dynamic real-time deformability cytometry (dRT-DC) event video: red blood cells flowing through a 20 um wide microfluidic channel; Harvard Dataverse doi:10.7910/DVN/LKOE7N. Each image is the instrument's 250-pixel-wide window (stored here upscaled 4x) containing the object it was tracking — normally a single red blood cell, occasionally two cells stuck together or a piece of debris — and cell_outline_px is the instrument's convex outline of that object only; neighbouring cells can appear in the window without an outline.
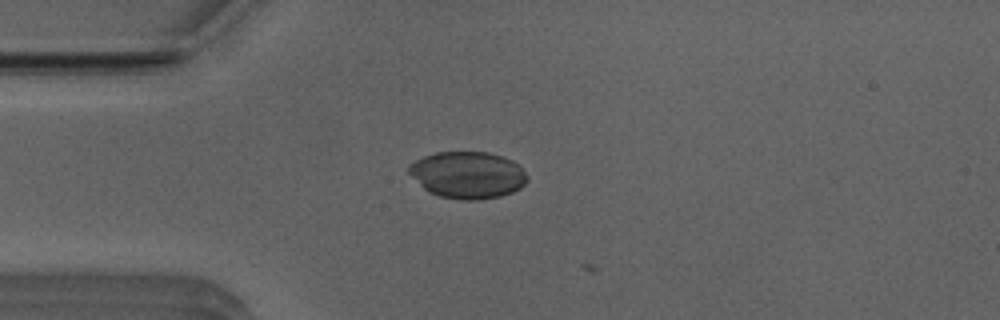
{"species": "Egyptian fruit bat (a non-hibernating species)", "species_latin": "Rousettus aegyptiacus", "temperature_condition": "room temperature", "stored_images_in_passage": 3, "camera_frame_rate_fps": 3000, "um_per_image_px": 0.085, "animal": {"sex": "male"}, "frame": {"image": 1, "passage_image": 2, "time_ms": 0.333, "image_size_px": [1000, 320], "cell_outline_px": [[528, 180], [520, 188], [512, 192], [500, 196], [480, 200], [460, 200], [440, 196], [424, 188], [408, 172], [408, 164], [424, 156], [436, 152], [488, 152], [512, 160], [528, 176]], "centroid_in_image_um": [39.75, 14.87], "position_along_channel_um": 45.3, "area_um2": 32.14}}